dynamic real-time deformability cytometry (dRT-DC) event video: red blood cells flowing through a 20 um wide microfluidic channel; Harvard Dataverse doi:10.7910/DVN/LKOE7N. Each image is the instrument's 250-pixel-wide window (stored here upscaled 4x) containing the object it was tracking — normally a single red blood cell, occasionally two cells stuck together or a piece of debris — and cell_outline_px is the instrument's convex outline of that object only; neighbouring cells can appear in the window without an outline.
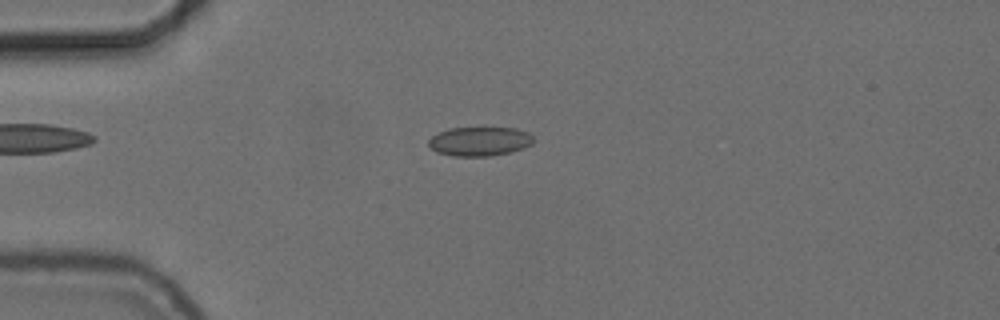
{"species": "common noctule bat (a hibernating species)", "species_latin": "Nyctalus noctula", "temperature_condition": "cold", "stored_images_in_passage": 43, "camera_frame_rate_fps": 3000, "um_per_image_px": 0.085, "animal": {"sex": "female", "body_mass_g": 24.6, "forearm_length_mm": 56.2}, "frame": {"image": 1, "passage_image": 2, "time_ms": 0.333, "image_size_px": [1000, 320], "cell_outline_px": [[536, 140], [532, 144], [524, 148], [512, 152], [492, 156], [452, 156], [436, 152], [428, 144], [428, 140], [432, 136], [448, 128], [516, 128], [528, 132]], "centroid_in_image_um": [40.8, 12.02], "position_along_channel_um": 44.2, "area_um2": 17.98}}
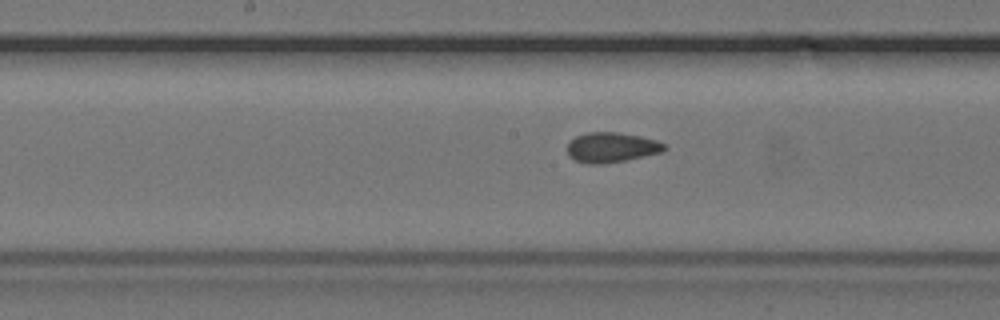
{"frame": {"image": 2, "passage_image": 16, "time_ms": 5.0, "image_size_px": [1000, 320], "cell_outline_px": [[668, 148], [660, 152], [624, 160], [600, 164], [588, 164], [576, 160], [568, 156], [568, 144], [576, 136], [588, 132], [616, 132], [640, 136], [656, 140], [664, 144]], "centroid_in_image_um": [51.96, 12.52], "position_along_channel_um": 196.2, "area_um2": 16.7}}
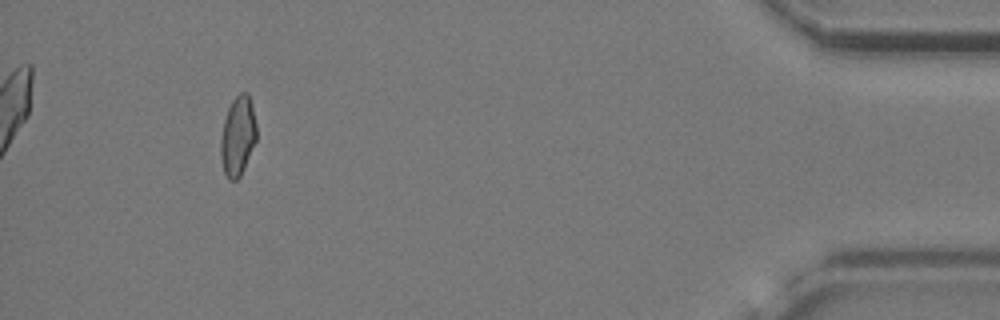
{"frame": {"image": 3, "passage_image": 39, "time_ms": 12.667, "image_size_px": [1000, 320], "cell_outline_px": [[256, 140], [244, 168], [240, 176], [236, 180], [228, 180], [224, 172], [220, 156], [220, 140], [224, 120], [228, 108], [232, 100], [240, 92], [248, 92], [252, 104], [256, 124]], "centroid_in_image_um": [20.2, 11.55], "position_along_channel_um": 415.0, "area_um2": 16.65}, "authors_computed_cell_mechanics": {"area_um2": 16.9354, "velocity_mm_per_s": 3.7182, "shape_relaxation_time_tau1_ms": null, "shape_relaxation_time_tau2_ms": 2.2606, "deformation_change_tau1": null, "deformation_change_tau2": 0.0623}}